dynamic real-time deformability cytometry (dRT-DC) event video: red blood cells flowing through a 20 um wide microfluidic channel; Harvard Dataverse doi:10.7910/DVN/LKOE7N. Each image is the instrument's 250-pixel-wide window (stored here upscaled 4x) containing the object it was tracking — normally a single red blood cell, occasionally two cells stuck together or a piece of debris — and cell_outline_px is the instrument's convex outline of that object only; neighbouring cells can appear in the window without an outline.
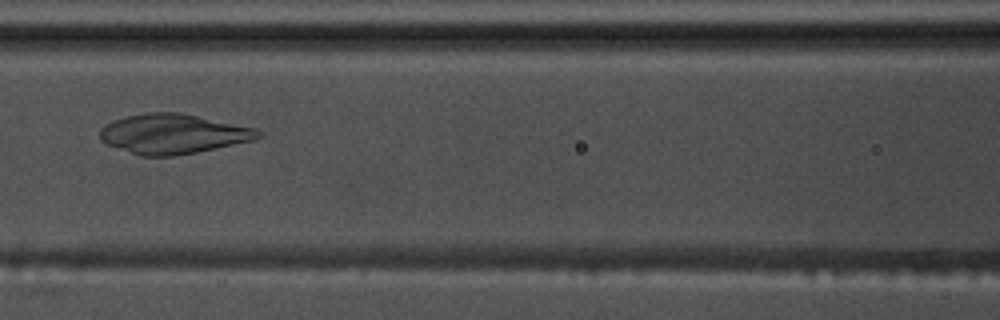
{"species": "common noctule bat (a hibernating species)", "species_latin": "Nyctalus noctula", "temperature_condition": "warm", "stored_images_in_passage": 56, "camera_frame_rate_fps": 3000, "um_per_image_px": 0.085, "animal": {"sex": "male", "body_mass_g": 17.5, "forearm_length_mm": 52.3}, "frame": {"image": 1, "passage_image": 25, "time_ms": 8.0, "image_size_px": [1000, 320], "cell_outline_px": [[264, 136], [252, 140], [196, 152], [172, 156], [140, 156], [108, 144], [100, 140], [100, 128], [104, 124], [112, 120], [124, 116], [148, 112], [180, 112], [256, 128], [264, 132]], "centroid_in_image_um": [14.7, 11.36], "position_along_channel_um": 151.9, "area_um2": 36.7}}
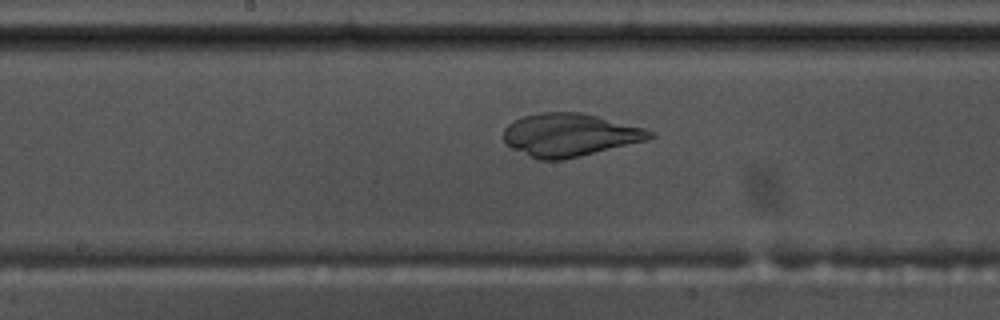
{"frame": {"image": 2, "passage_image": 29, "time_ms": 9.333, "image_size_px": [1000, 320], "cell_outline_px": [[656, 136], [648, 140], [564, 160], [540, 160], [512, 148], [504, 144], [504, 128], [508, 124], [524, 116], [540, 112], [580, 112], [644, 128], [656, 132]], "centroid_in_image_um": [48.44, 11.47], "position_along_channel_um": 199.8, "area_um2": 36.53}}
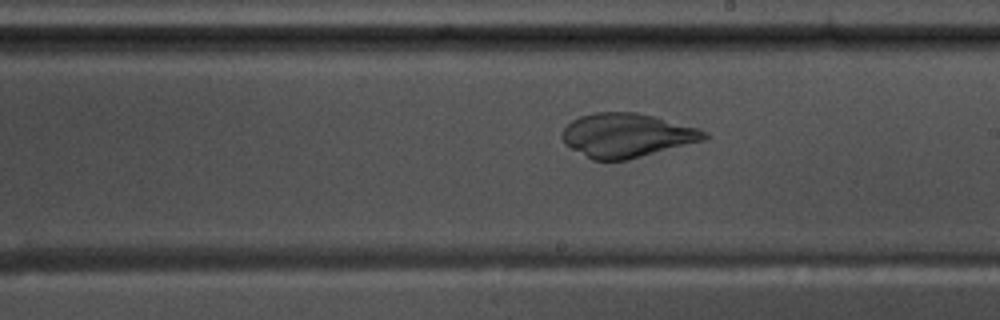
{"frame": {"image": 3, "passage_image": 32, "time_ms": 10.333, "image_size_px": [1000, 320], "cell_outline_px": [[708, 136], [704, 140], [628, 160], [592, 160], [564, 144], [560, 136], [564, 128], [572, 120], [580, 116], [592, 112], [636, 112], [700, 128], [708, 132]], "centroid_in_image_um": [53.25, 11.5], "position_along_channel_um": 235.7, "area_um2": 36.47}}